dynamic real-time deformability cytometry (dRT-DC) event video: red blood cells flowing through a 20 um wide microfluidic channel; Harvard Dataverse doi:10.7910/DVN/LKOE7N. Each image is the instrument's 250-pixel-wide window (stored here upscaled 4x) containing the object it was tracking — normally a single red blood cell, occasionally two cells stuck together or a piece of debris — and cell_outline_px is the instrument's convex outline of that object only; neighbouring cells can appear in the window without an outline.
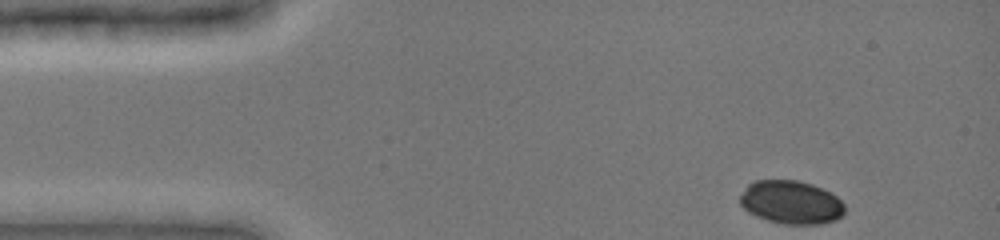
{"species": "common noctule bat (a hibernating species)", "species_latin": "Nyctalus noctula", "temperature_condition": "cold", "stored_images_in_passage": 39, "camera_frame_rate_fps": 3000, "um_per_image_px": 0.085, "animal": {"sex": "female", "body_mass_g": 19.0, "forearm_length_mm": 51.5}, "frame": {"image": 1, "passage_image": 1, "time_ms": 0.0, "image_size_px": [1000, 240], "cell_outline_px": [[844, 212], [836, 220], [820, 224], [784, 224], [768, 220], [756, 216], [748, 212], [740, 204], [740, 196], [748, 184], [756, 180], [796, 180], [812, 184], [836, 196], [844, 204]], "centroid_in_image_um": [67.23, 17.2], "position_along_channel_um": 17.8, "area_um2": 26.3}}
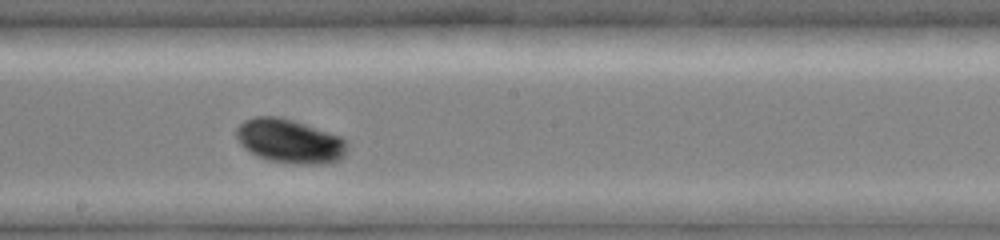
{"frame": {"image": 2, "passage_image": 23, "time_ms": 7.333, "image_size_px": [1000, 240], "cell_outline_px": [[348, 148], [344, 156], [336, 160], [324, 164], [296, 164], [268, 160], [256, 156], [244, 148], [240, 144], [236, 136], [236, 128], [244, 120], [256, 116], [280, 116], [340, 136], [348, 144]], "centroid_in_image_um": [24.6, 12.0], "position_along_channel_um": 223.6, "area_um2": 28.44}}
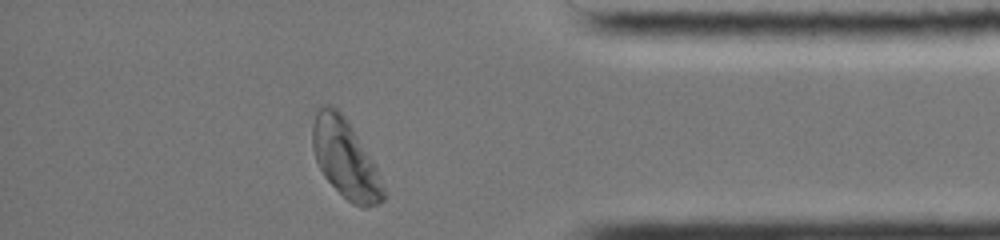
{"frame": {"image": 3, "passage_image": 38, "time_ms": 12.333, "image_size_px": [1000, 240], "cell_outline_px": [[384, 200], [380, 204], [368, 208], [364, 208], [352, 204], [324, 176], [316, 160], [312, 148], [312, 128], [316, 108], [320, 104], [328, 104], [336, 108], [348, 120], [372, 160], [376, 168], [384, 188]], "centroid_in_image_um": [29.33, 13.47], "position_along_channel_um": 405.9, "area_um2": 32.37}, "authors_computed_cell_mechanics": {"area_um2": 28.3798, "velocity_mm_per_s": 3.9053, "shape_relaxation_time_tau1_ms": 2.85, "shape_relaxation_time_tau2_ms": null, "deformation_change_tau1": 0.0826, "deformation_change_tau2": null}}